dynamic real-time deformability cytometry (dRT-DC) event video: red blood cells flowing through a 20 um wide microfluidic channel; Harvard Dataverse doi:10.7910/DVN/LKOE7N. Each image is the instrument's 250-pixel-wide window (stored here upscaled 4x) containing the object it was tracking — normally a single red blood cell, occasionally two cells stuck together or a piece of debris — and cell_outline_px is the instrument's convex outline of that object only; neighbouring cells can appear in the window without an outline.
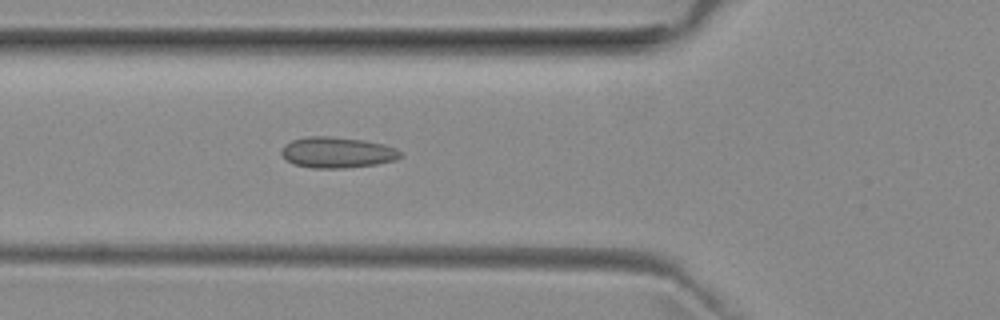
{"species": "common noctule bat (a hibernating species)", "species_latin": "Nyctalus noctula", "temperature_condition": "room temperature", "stored_images_in_passage": 51, "camera_frame_rate_fps": 3000, "um_per_image_px": 0.085, "animal": {"sex": "female", "body_mass_g": 29.2, "forearm_length_mm": 56.3}, "frame": {"image": 1, "passage_image": 18, "time_ms": 5.667, "image_size_px": [1000, 320], "cell_outline_px": [[404, 156], [396, 160], [376, 164], [344, 168], [312, 168], [292, 164], [284, 160], [280, 152], [284, 144], [292, 140], [308, 136], [328, 136], [364, 140], [384, 144], [396, 148], [404, 152]], "centroid_in_image_um": [28.66, 12.96], "position_along_channel_um": 97.1, "area_um2": 21.79}}
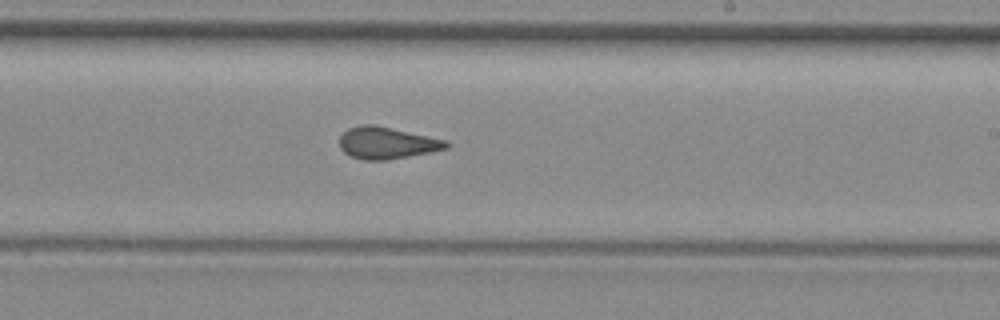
{"frame": {"image": 2, "passage_image": 30, "time_ms": 9.667, "image_size_px": [1000, 320], "cell_outline_px": [[452, 144], [448, 148], [388, 160], [364, 160], [352, 156], [344, 152], [340, 148], [340, 136], [348, 128], [364, 124], [376, 124], [448, 140]], "centroid_in_image_um": [32.91, 12.13], "position_along_channel_um": 256.1, "area_um2": 19.94}}
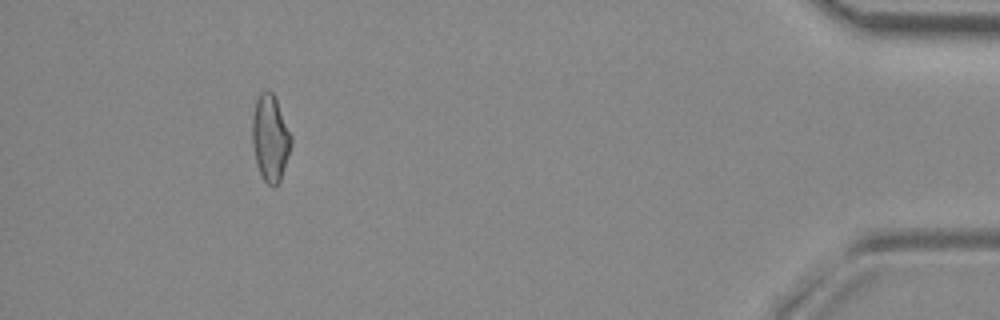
{"frame": {"image": 3, "passage_image": 47, "time_ms": 15.333, "image_size_px": [1000, 320], "cell_outline_px": [[292, 144], [280, 180], [272, 188], [264, 180], [256, 164], [252, 144], [252, 112], [256, 100], [260, 92], [264, 88], [268, 88], [272, 92], [276, 100], [292, 136]], "centroid_in_image_um": [22.95, 11.7], "position_along_channel_um": 412.2, "area_um2": 19.71}, "authors_computed_cell_mechanics": {"area_um2": 19.9988, "velocity_mm_per_s": 3.9634, "shape_relaxation_time_tau1_ms": null, "shape_relaxation_time_tau2_ms": 1.8923, "deformation_change_tau1": null, "deformation_change_tau2": 0.1013}}